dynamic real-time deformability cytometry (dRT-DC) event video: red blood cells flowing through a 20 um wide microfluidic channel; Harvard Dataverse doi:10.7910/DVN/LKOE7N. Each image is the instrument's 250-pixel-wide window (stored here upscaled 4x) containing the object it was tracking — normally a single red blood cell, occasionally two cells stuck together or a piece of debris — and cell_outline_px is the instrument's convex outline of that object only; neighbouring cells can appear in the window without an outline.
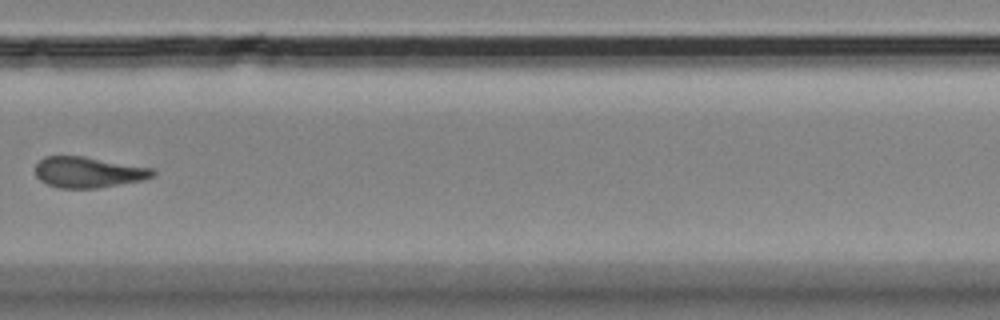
{"species": "Egyptian fruit bat (a non-hibernating species)", "species_latin": "Rousettus aegyptiacus", "temperature_condition": "room temperature", "stored_images_in_passage": 14, "camera_frame_rate_fps": 3000, "um_per_image_px": 0.085, "animal": {"sex": "female"}, "frame": {"image": 1, "passage_image": 10, "time_ms": 11.333, "image_size_px": [1000, 320], "cell_outline_px": [[156, 176], [144, 180], [96, 188], [60, 188], [48, 184], [40, 180], [36, 176], [36, 164], [44, 156], [84, 156], [156, 168]], "centroid_in_image_um": [7.57, 14.63], "position_along_channel_um": 322.2, "area_um2": 21.33}, "authors_computed_cell_mechanics": {"area_um2": 21.7328, "velocity_mm_per_s": 3.5649, "shape_relaxation_time_tau1_ms": 2.0669, "shape_relaxation_time_tau2_ms": 2.9053, "deformation_change_tau1": 0.0823, "deformation_change_tau2": 0.088}}